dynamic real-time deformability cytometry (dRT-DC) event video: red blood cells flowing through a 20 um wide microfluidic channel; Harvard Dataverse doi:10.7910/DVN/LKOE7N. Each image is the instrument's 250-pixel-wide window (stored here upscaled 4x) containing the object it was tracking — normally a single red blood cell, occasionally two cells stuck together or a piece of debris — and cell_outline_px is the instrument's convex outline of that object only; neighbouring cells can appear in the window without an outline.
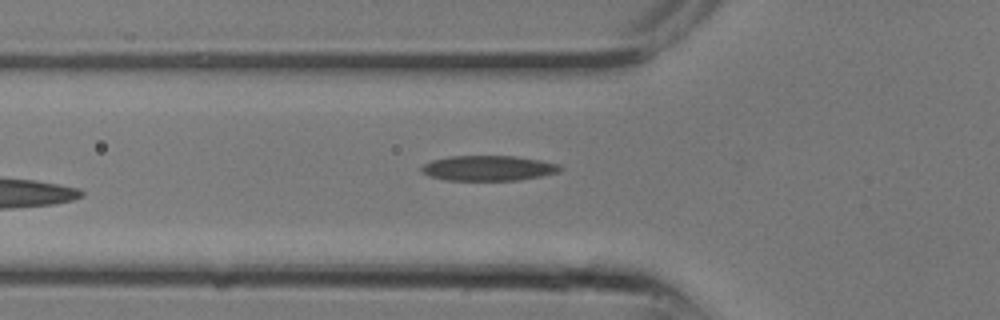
{"species": "common noctule bat (a hibernating species)", "species_latin": "Nyctalus noctula", "temperature_condition": "room temperature", "stored_images_in_passage": 6, "camera_frame_rate_fps": 3000, "um_per_image_px": 0.085, "animal": {"sex": "male", "body_mass_g": 13.3}, "frame": {"image": 1, "passage_image": 6, "time_ms": 1.667, "image_size_px": [1000, 320], "cell_outline_px": [[564, 168], [560, 172], [540, 176], [516, 180], [448, 180], [428, 176], [420, 172], [420, 168], [424, 164], [432, 160], [448, 156], [516, 156], [540, 160], [560, 164]], "centroid_in_image_um": [41.51, 14.29], "position_along_channel_um": 84.3, "area_um2": 20.46}}